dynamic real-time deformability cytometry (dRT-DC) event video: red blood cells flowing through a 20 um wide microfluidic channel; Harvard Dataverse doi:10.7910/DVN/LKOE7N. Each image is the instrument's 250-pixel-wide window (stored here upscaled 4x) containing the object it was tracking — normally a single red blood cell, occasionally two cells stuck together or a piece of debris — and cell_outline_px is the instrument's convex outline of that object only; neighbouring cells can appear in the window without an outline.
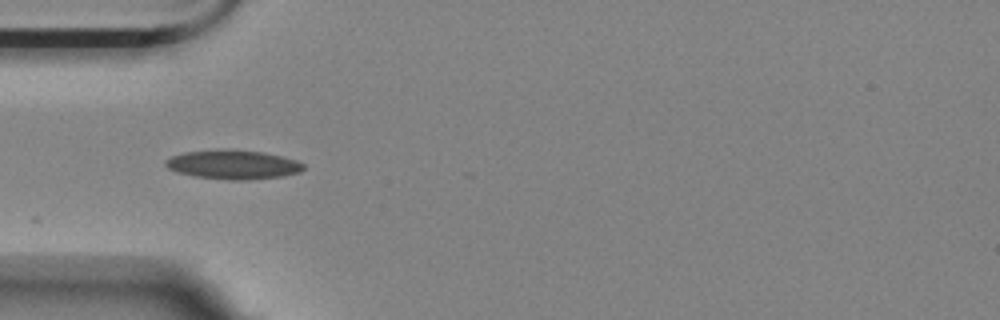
{"species": "Egyptian fruit bat (a non-hibernating species)", "species_latin": "Rousettus aegyptiacus", "temperature_condition": "room temperature", "stored_images_in_passage": 8, "camera_frame_rate_fps": 3000, "um_per_image_px": 0.085, "animal": {"sex": "female"}, "frame": {"image": 1, "passage_image": 4, "time_ms": 4.333, "image_size_px": [1000, 320], "cell_outline_px": [[304, 168], [300, 172], [284, 176], [244, 180], [228, 180], [196, 176], [180, 172], [168, 168], [164, 164], [164, 160], [172, 156], [184, 152], [264, 152], [296, 160], [304, 164]], "centroid_in_image_um": [19.85, 14.03], "position_along_channel_um": 65.1, "area_um2": 22.31}}
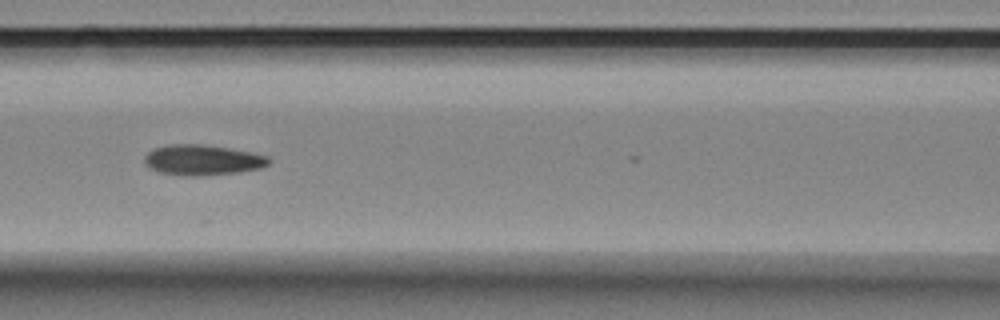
{"frame": {"image": 2, "passage_image": 6, "time_ms": 6.667, "image_size_px": [1000, 320], "cell_outline_px": [[272, 160], [268, 164], [260, 168], [240, 172], [200, 176], [192, 176], [156, 172], [148, 168], [144, 164], [144, 156], [152, 148], [168, 144], [204, 144], [252, 152], [268, 156]], "centroid_in_image_um": [17.18, 13.6], "position_along_channel_um": 149.4, "area_um2": 22.37}}
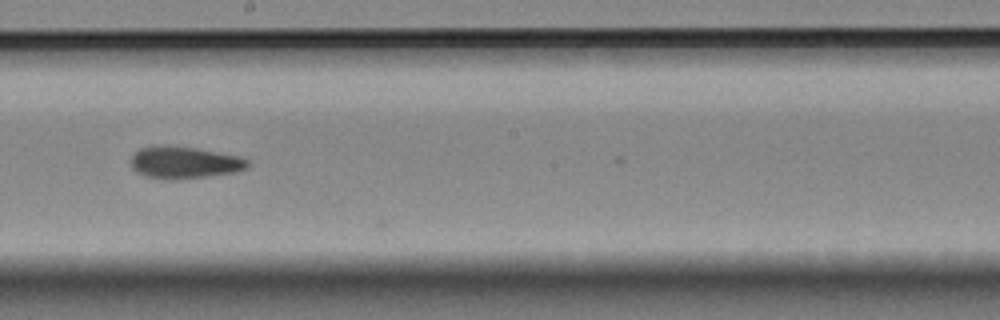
{"frame": {"image": 3, "passage_image": 8, "time_ms": 9.0, "image_size_px": [1000, 320], "cell_outline_px": [[248, 168], [236, 172], [204, 176], [168, 180], [164, 180], [144, 176], [136, 172], [132, 168], [132, 156], [140, 148], [152, 144], [164, 144], [196, 148], [240, 156], [248, 160]], "centroid_in_image_um": [15.63, 13.79], "position_along_channel_um": 232.6, "area_um2": 22.02}}